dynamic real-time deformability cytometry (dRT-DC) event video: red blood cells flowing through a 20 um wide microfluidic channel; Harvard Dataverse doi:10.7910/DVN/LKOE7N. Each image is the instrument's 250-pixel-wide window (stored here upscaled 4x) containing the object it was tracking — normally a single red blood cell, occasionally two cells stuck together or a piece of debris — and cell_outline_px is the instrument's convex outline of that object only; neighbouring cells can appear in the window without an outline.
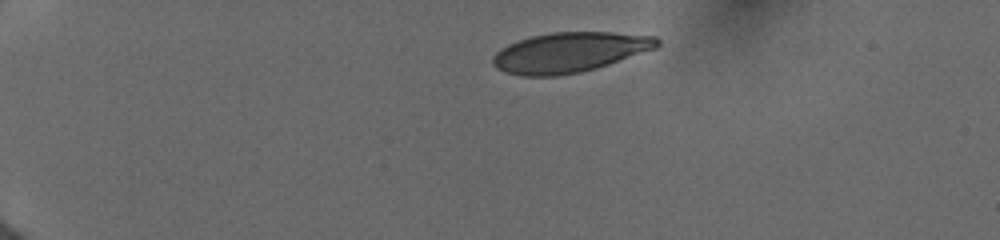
{"species": "human", "species_latin": "Homo sapiens", "temperature_condition": "cold", "stored_images_in_passage": 17, "camera_frame_rate_fps": 3000, "um_per_image_px": 0.085, "donor": {"sex": "female"}, "frame": {"image": 1, "passage_image": 1, "time_ms": 0.0, "image_size_px": [1000, 240], "cell_outline_px": [[660, 44], [656, 48], [596, 68], [580, 72], [556, 76], [520, 76], [504, 72], [496, 68], [492, 64], [492, 56], [496, 52], [508, 44], [532, 36], [552, 32], [612, 32], [656, 36], [660, 40]], "centroid_in_image_um": [48.39, 4.45], "position_along_channel_um": 36.6, "area_um2": 38.32}}